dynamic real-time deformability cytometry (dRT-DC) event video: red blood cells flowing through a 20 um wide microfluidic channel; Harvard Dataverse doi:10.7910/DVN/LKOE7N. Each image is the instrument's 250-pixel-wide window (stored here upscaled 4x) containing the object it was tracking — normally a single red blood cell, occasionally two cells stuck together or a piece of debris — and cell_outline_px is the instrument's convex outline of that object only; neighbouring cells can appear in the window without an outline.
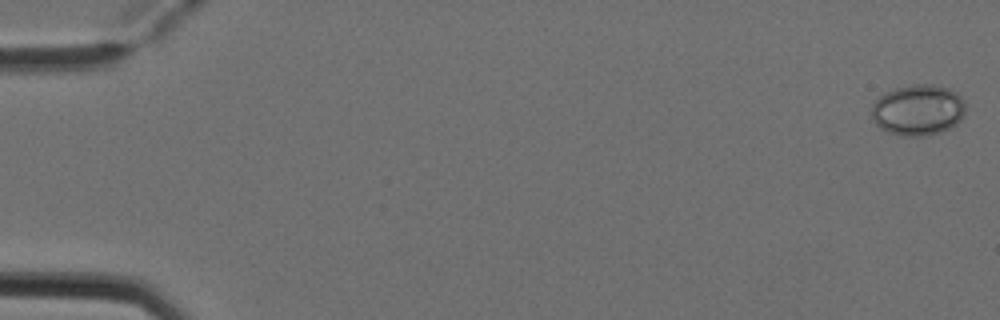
{"species": "Egyptian fruit bat (a non-hibernating species)", "species_latin": "Rousettus aegyptiacus", "temperature_condition": "cold", "stored_images_in_passage": 5, "camera_frame_rate_fps": 3000, "um_per_image_px": 0.085, "animal": {"sex": "female"}, "frame": {"image": 1, "passage_image": 1, "time_ms": 0.0, "image_size_px": [1000, 320], "cell_outline_px": [[964, 116], [956, 124], [940, 132], [928, 136], [900, 136], [888, 132], [880, 128], [872, 120], [872, 104], [884, 92], [896, 88], [916, 84], [932, 84], [948, 88], [956, 92], [964, 100]], "centroid_in_image_um": [78.02, 9.36], "position_along_channel_um": 7.0, "area_um2": 28.03}}